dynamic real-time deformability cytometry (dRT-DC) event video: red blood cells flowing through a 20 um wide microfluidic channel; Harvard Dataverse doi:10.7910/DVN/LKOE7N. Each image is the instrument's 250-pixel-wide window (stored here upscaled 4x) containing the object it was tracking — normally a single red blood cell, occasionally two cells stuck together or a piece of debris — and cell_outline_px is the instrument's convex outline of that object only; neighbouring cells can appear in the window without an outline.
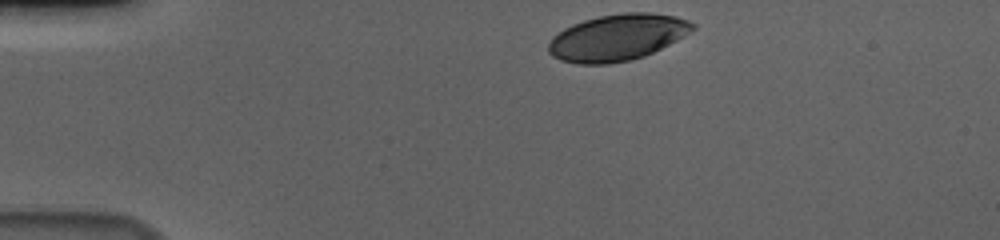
{"species": "human", "species_latin": "Homo sapiens", "temperature_condition": "cold", "stored_images_in_passage": 38, "camera_frame_rate_fps": 3000, "um_per_image_px": 0.085, "donor": {"sex": "male"}, "frame": {"image": 1, "passage_image": 1, "time_ms": 0.0, "image_size_px": [1000, 240], "cell_outline_px": [[696, 28], [684, 36], [644, 56], [628, 60], [608, 64], [576, 64], [560, 60], [552, 56], [548, 52], [548, 44], [552, 36], [564, 28], [572, 24], [584, 20], [600, 16], [624, 12], [648, 12], [676, 16], [688, 20], [696, 24]], "centroid_in_image_um": [52.45, 3.18], "position_along_channel_um": 32.5, "area_um2": 39.02}}
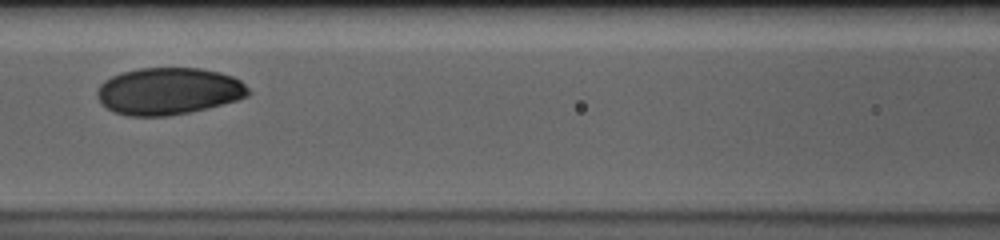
{"frame": {"image": 2, "passage_image": 16, "time_ms": 5.0, "image_size_px": [1000, 240], "cell_outline_px": [[252, 92], [248, 96], [236, 100], [208, 108], [168, 116], [128, 116], [116, 112], [108, 108], [96, 96], [96, 92], [100, 84], [104, 80], [112, 76], [124, 72], [140, 68], [200, 68], [220, 72], [232, 76], [240, 80]], "centroid_in_image_um": [14.34, 7.74], "position_along_channel_um": 152.3, "area_um2": 41.33}}
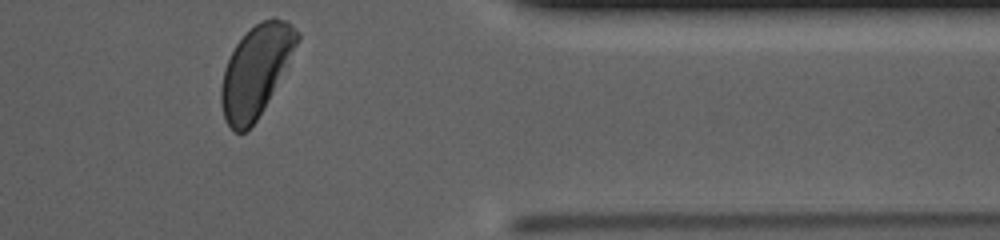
{"frame": {"image": 3, "passage_image": 37, "time_ms": 12.0, "image_size_px": [1000, 240], "cell_outline_px": [[300, 40], [268, 100], [256, 120], [244, 132], [236, 132], [228, 124], [224, 116], [220, 100], [220, 88], [224, 68], [236, 44], [256, 24], [264, 20], [284, 20], [300, 36]], "centroid_in_image_um": [21.71, 6.06], "position_along_channel_um": 389.7, "area_um2": 38.84}, "authors_computed_cell_mechanics": {"area_um2": 40.8935, "velocity_mm_per_s": 3.6177, "shape_relaxation_time_tau1_ms": 4.6197, "shape_relaxation_time_tau2_ms": 1.739, "deformation_change_tau1": 0.1721, "deformation_change_tau2": 0.0371}}